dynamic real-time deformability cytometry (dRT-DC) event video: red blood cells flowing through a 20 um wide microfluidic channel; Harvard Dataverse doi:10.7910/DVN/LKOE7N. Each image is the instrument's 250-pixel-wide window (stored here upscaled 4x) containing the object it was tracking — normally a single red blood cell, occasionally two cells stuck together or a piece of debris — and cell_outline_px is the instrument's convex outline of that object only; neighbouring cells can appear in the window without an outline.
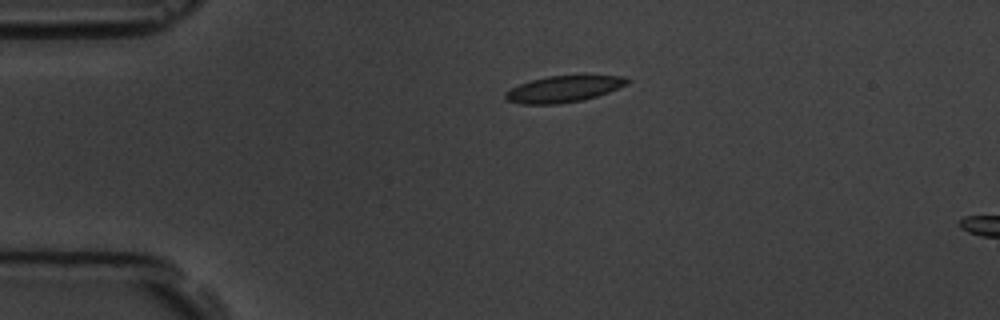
{"species": "common noctule bat (a hibernating species)", "species_latin": "Nyctalus noctula", "temperature_condition": "room temperature", "stored_images_in_passage": 3, "segment_of_instrument_passage": [1, 2], "camera_frame_rate_fps": 3000, "um_per_image_px": 0.085, "animal": {"sex": "male", "body_mass_g": 19.5, "forearm_length_mm": 54.6}, "frame": {"image": 1, "passage_image": 1, "time_ms": 0.0, "image_size_px": [1000, 320], "cell_outline_px": [[628, 84], [608, 92], [596, 96], [580, 100], [556, 104], [520, 104], [508, 100], [504, 96], [504, 92], [520, 84], [532, 80], [548, 76], [624, 76], [628, 80]], "centroid_in_image_um": [47.87, 7.57], "position_along_channel_um": 37.1, "area_um2": 18.32}}